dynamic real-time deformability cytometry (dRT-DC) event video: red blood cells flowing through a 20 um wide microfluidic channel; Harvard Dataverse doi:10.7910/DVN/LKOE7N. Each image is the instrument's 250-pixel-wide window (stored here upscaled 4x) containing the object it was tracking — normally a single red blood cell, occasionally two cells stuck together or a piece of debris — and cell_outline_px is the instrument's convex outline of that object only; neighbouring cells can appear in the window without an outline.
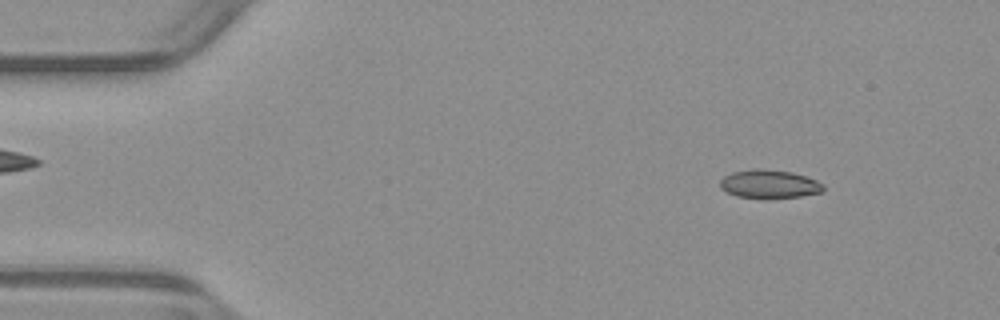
{"species": "common noctule bat (a hibernating species)", "species_latin": "Nyctalus noctula", "temperature_condition": "warm", "stored_images_in_passage": 53, "camera_frame_rate_fps": 3000, "um_per_image_px": 0.085, "animal": {"sex": "male", "body_mass_g": 23.1, "forearm_length_mm": 52.7}, "frame": {"image": 1, "passage_image": 6, "time_ms": 1.667, "image_size_px": [1000, 320], "cell_outline_px": [[824, 192], [800, 196], [764, 200], [736, 196], [720, 188], [720, 180], [724, 176], [732, 172], [756, 168], [792, 172], [816, 180], [824, 184]], "centroid_in_image_um": [65.39, 15.67], "position_along_channel_um": 19.6, "area_um2": 17.46}}
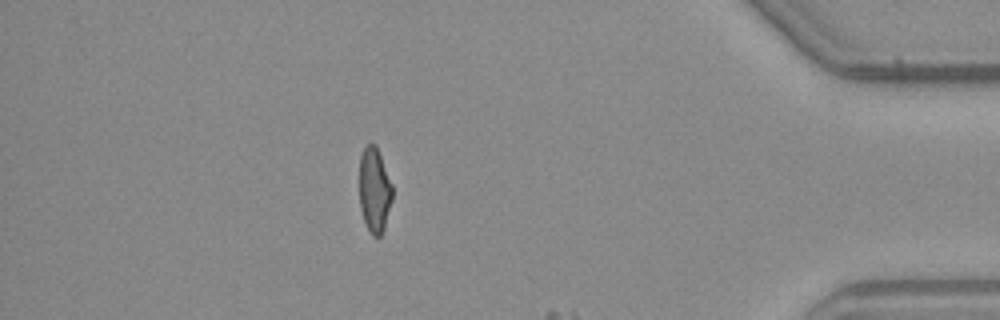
{"frame": {"image": 2, "passage_image": 46, "time_ms": 15.0, "image_size_px": [1000, 320], "cell_outline_px": [[392, 200], [384, 228], [380, 236], [372, 236], [368, 232], [360, 208], [360, 156], [364, 148], [368, 144], [376, 144], [392, 184]], "centroid_in_image_um": [31.83, 16.17], "position_along_channel_um": 403.4, "area_um2": 16.3}}